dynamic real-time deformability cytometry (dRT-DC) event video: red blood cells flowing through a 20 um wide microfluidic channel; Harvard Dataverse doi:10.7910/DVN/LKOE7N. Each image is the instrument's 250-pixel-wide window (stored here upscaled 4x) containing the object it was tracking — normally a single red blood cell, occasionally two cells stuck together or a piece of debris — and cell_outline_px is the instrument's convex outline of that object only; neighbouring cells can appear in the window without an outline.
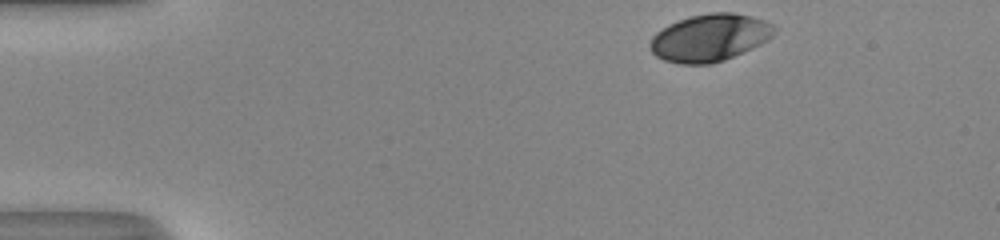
{"species": "human", "species_latin": "Homo sapiens", "temperature_condition": "room temperature", "stored_images_in_passage": 36, "camera_frame_rate_fps": 3000, "um_per_image_px": 0.085, "donor": {"sex": "male"}, "frame": {"image": 1, "passage_image": 1, "time_ms": 0.0, "image_size_px": [1000, 240], "cell_outline_px": [[776, 32], [768, 40], [752, 48], [724, 60], [712, 64], [680, 64], [664, 60], [656, 56], [652, 52], [648, 44], [652, 36], [656, 32], [668, 24], [692, 16], [708, 12], [732, 12], [764, 20], [772, 24], [776, 28]], "centroid_in_image_um": [60.31, 3.21], "position_along_channel_um": 24.7, "area_um2": 34.28}}
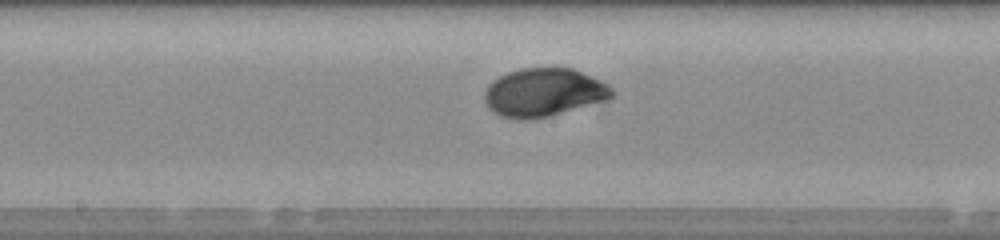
{"frame": {"image": 2, "passage_image": 21, "time_ms": 6.667, "image_size_px": [1000, 240], "cell_outline_px": [[616, 96], [608, 100], [548, 116], [532, 120], [516, 120], [500, 116], [488, 108], [484, 100], [484, 92], [488, 84], [492, 80], [508, 72], [520, 68], [572, 68], [592, 76], [608, 84], [616, 92]], "centroid_in_image_um": [46.22, 7.87], "position_along_channel_um": 202.0, "area_um2": 36.3}}
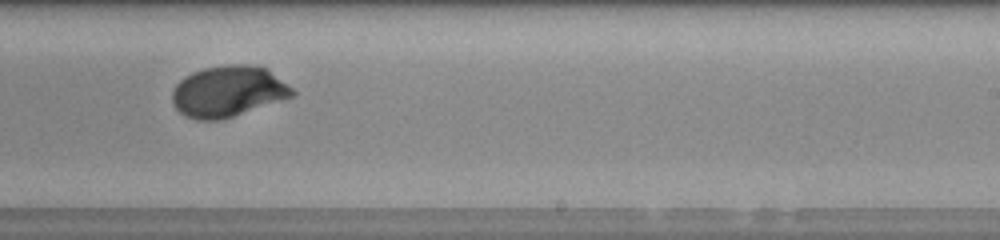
{"frame": {"image": 3, "passage_image": 26, "time_ms": 8.333, "image_size_px": [1000, 240], "cell_outline_px": [[296, 96], [220, 120], [196, 120], [184, 116], [172, 104], [172, 92], [176, 84], [184, 76], [192, 72], [204, 68], [228, 64], [256, 64], [268, 68], [292, 88], [296, 92]], "centroid_in_image_um": [19.4, 7.76], "position_along_channel_um": 269.6, "area_um2": 36.13}, "authors_computed_cell_mechanics": {"area_um2": 35.2869, "velocity_mm_per_s": 4.0751, "shape_relaxation_time_tau1_ms": 3.3965, "shape_relaxation_time_tau2_ms": null, "deformation_change_tau1": 0.1579, "deformation_change_tau2": null}}